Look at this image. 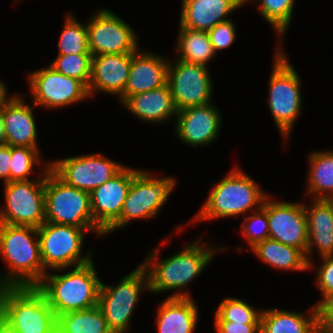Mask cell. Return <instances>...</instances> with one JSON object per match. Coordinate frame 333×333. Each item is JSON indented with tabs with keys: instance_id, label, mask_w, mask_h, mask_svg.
Here are the masks:
<instances>
[{
	"instance_id": "1",
	"label": "cell",
	"mask_w": 333,
	"mask_h": 333,
	"mask_svg": "<svg viewBox=\"0 0 333 333\" xmlns=\"http://www.w3.org/2000/svg\"><path fill=\"white\" fill-rule=\"evenodd\" d=\"M169 237L171 238L170 235L166 236L158 247H153L152 251L147 253L145 260L140 263L148 274L149 293L156 295L173 291L166 297H192L189 293L191 283L212 263L215 255L220 251L224 252L228 247H218L198 236L187 242L178 252L160 258V248L169 243Z\"/></svg>"
},
{
	"instance_id": "2",
	"label": "cell",
	"mask_w": 333,
	"mask_h": 333,
	"mask_svg": "<svg viewBox=\"0 0 333 333\" xmlns=\"http://www.w3.org/2000/svg\"><path fill=\"white\" fill-rule=\"evenodd\" d=\"M0 287L36 286L44 276L37 228L0 223Z\"/></svg>"
},
{
	"instance_id": "3",
	"label": "cell",
	"mask_w": 333,
	"mask_h": 333,
	"mask_svg": "<svg viewBox=\"0 0 333 333\" xmlns=\"http://www.w3.org/2000/svg\"><path fill=\"white\" fill-rule=\"evenodd\" d=\"M259 185L240 166H233L224 178L211 184V191L197 214L191 218V223L238 218L260 209L270 193Z\"/></svg>"
},
{
	"instance_id": "4",
	"label": "cell",
	"mask_w": 333,
	"mask_h": 333,
	"mask_svg": "<svg viewBox=\"0 0 333 333\" xmlns=\"http://www.w3.org/2000/svg\"><path fill=\"white\" fill-rule=\"evenodd\" d=\"M94 262L93 259L84 265L49 271L35 286L45 296L56 317L98 305L102 280Z\"/></svg>"
},
{
	"instance_id": "5",
	"label": "cell",
	"mask_w": 333,
	"mask_h": 333,
	"mask_svg": "<svg viewBox=\"0 0 333 333\" xmlns=\"http://www.w3.org/2000/svg\"><path fill=\"white\" fill-rule=\"evenodd\" d=\"M283 46H275L268 84V109L283 143H288L303 110L302 79Z\"/></svg>"
},
{
	"instance_id": "6",
	"label": "cell",
	"mask_w": 333,
	"mask_h": 333,
	"mask_svg": "<svg viewBox=\"0 0 333 333\" xmlns=\"http://www.w3.org/2000/svg\"><path fill=\"white\" fill-rule=\"evenodd\" d=\"M0 322L13 333L57 332V317L35 286L0 287Z\"/></svg>"
},
{
	"instance_id": "7",
	"label": "cell",
	"mask_w": 333,
	"mask_h": 333,
	"mask_svg": "<svg viewBox=\"0 0 333 333\" xmlns=\"http://www.w3.org/2000/svg\"><path fill=\"white\" fill-rule=\"evenodd\" d=\"M148 170L139 169L133 176L123 204L120 218L105 232L104 236L122 230L135 220H151L169 200L177 185L171 175L157 176Z\"/></svg>"
},
{
	"instance_id": "8",
	"label": "cell",
	"mask_w": 333,
	"mask_h": 333,
	"mask_svg": "<svg viewBox=\"0 0 333 333\" xmlns=\"http://www.w3.org/2000/svg\"><path fill=\"white\" fill-rule=\"evenodd\" d=\"M87 232L103 238L96 228H79L50 222H45L38 227L44 275L52 270L76 267L91 262L95 254L94 249L90 248L85 254L82 253Z\"/></svg>"
},
{
	"instance_id": "9",
	"label": "cell",
	"mask_w": 333,
	"mask_h": 333,
	"mask_svg": "<svg viewBox=\"0 0 333 333\" xmlns=\"http://www.w3.org/2000/svg\"><path fill=\"white\" fill-rule=\"evenodd\" d=\"M150 292L145 268L139 264L115 285L101 281L98 307L112 333L130 331L136 304L143 293Z\"/></svg>"
},
{
	"instance_id": "10",
	"label": "cell",
	"mask_w": 333,
	"mask_h": 333,
	"mask_svg": "<svg viewBox=\"0 0 333 333\" xmlns=\"http://www.w3.org/2000/svg\"><path fill=\"white\" fill-rule=\"evenodd\" d=\"M45 222L95 228L90 193L66 184L50 168L45 174Z\"/></svg>"
},
{
	"instance_id": "11",
	"label": "cell",
	"mask_w": 333,
	"mask_h": 333,
	"mask_svg": "<svg viewBox=\"0 0 333 333\" xmlns=\"http://www.w3.org/2000/svg\"><path fill=\"white\" fill-rule=\"evenodd\" d=\"M35 179L3 184L4 206L0 207V223L38 228L45 223V174Z\"/></svg>"
},
{
	"instance_id": "12",
	"label": "cell",
	"mask_w": 333,
	"mask_h": 333,
	"mask_svg": "<svg viewBox=\"0 0 333 333\" xmlns=\"http://www.w3.org/2000/svg\"><path fill=\"white\" fill-rule=\"evenodd\" d=\"M27 85L33 103L46 110H58L90 98L88 87L80 80L56 71L52 66L36 69L28 75Z\"/></svg>"
},
{
	"instance_id": "13",
	"label": "cell",
	"mask_w": 333,
	"mask_h": 333,
	"mask_svg": "<svg viewBox=\"0 0 333 333\" xmlns=\"http://www.w3.org/2000/svg\"><path fill=\"white\" fill-rule=\"evenodd\" d=\"M87 19L88 47L92 56L134 53L139 49L136 31L108 8H100Z\"/></svg>"
},
{
	"instance_id": "14",
	"label": "cell",
	"mask_w": 333,
	"mask_h": 333,
	"mask_svg": "<svg viewBox=\"0 0 333 333\" xmlns=\"http://www.w3.org/2000/svg\"><path fill=\"white\" fill-rule=\"evenodd\" d=\"M48 162L50 169L66 184L89 193L112 179L125 167L97 152Z\"/></svg>"
},
{
	"instance_id": "15",
	"label": "cell",
	"mask_w": 333,
	"mask_h": 333,
	"mask_svg": "<svg viewBox=\"0 0 333 333\" xmlns=\"http://www.w3.org/2000/svg\"><path fill=\"white\" fill-rule=\"evenodd\" d=\"M174 60H169L167 84L177 111L211 103L214 98L211 68Z\"/></svg>"
},
{
	"instance_id": "16",
	"label": "cell",
	"mask_w": 333,
	"mask_h": 333,
	"mask_svg": "<svg viewBox=\"0 0 333 333\" xmlns=\"http://www.w3.org/2000/svg\"><path fill=\"white\" fill-rule=\"evenodd\" d=\"M273 199L274 196L269 194L262 205L267 212L269 238L301 249L306 254L308 230L305 202Z\"/></svg>"
},
{
	"instance_id": "17",
	"label": "cell",
	"mask_w": 333,
	"mask_h": 333,
	"mask_svg": "<svg viewBox=\"0 0 333 333\" xmlns=\"http://www.w3.org/2000/svg\"><path fill=\"white\" fill-rule=\"evenodd\" d=\"M221 114L213 102L182 109L175 118V137L185 145L205 148L215 143L220 135Z\"/></svg>"
},
{
	"instance_id": "18",
	"label": "cell",
	"mask_w": 333,
	"mask_h": 333,
	"mask_svg": "<svg viewBox=\"0 0 333 333\" xmlns=\"http://www.w3.org/2000/svg\"><path fill=\"white\" fill-rule=\"evenodd\" d=\"M140 168L125 166L112 179L90 193L95 228L103 235L120 218L124 201Z\"/></svg>"
},
{
	"instance_id": "19",
	"label": "cell",
	"mask_w": 333,
	"mask_h": 333,
	"mask_svg": "<svg viewBox=\"0 0 333 333\" xmlns=\"http://www.w3.org/2000/svg\"><path fill=\"white\" fill-rule=\"evenodd\" d=\"M168 58L141 48L132 53L131 67L120 104L129 96L154 90L167 84Z\"/></svg>"
},
{
	"instance_id": "20",
	"label": "cell",
	"mask_w": 333,
	"mask_h": 333,
	"mask_svg": "<svg viewBox=\"0 0 333 333\" xmlns=\"http://www.w3.org/2000/svg\"><path fill=\"white\" fill-rule=\"evenodd\" d=\"M131 60L132 53L92 56L88 85L90 97L99 91L119 98L127 84Z\"/></svg>"
},
{
	"instance_id": "21",
	"label": "cell",
	"mask_w": 333,
	"mask_h": 333,
	"mask_svg": "<svg viewBox=\"0 0 333 333\" xmlns=\"http://www.w3.org/2000/svg\"><path fill=\"white\" fill-rule=\"evenodd\" d=\"M307 313L263 308L260 330L263 333H327L326 314L314 304Z\"/></svg>"
},
{
	"instance_id": "22",
	"label": "cell",
	"mask_w": 333,
	"mask_h": 333,
	"mask_svg": "<svg viewBox=\"0 0 333 333\" xmlns=\"http://www.w3.org/2000/svg\"><path fill=\"white\" fill-rule=\"evenodd\" d=\"M309 201L311 203H305L308 230V245L305 255L311 272V269H315V260L313 261L312 255L316 252L320 258L333 256V206L328 199H311Z\"/></svg>"
},
{
	"instance_id": "23",
	"label": "cell",
	"mask_w": 333,
	"mask_h": 333,
	"mask_svg": "<svg viewBox=\"0 0 333 333\" xmlns=\"http://www.w3.org/2000/svg\"><path fill=\"white\" fill-rule=\"evenodd\" d=\"M242 6L244 0H181L178 27L208 32Z\"/></svg>"
},
{
	"instance_id": "24",
	"label": "cell",
	"mask_w": 333,
	"mask_h": 333,
	"mask_svg": "<svg viewBox=\"0 0 333 333\" xmlns=\"http://www.w3.org/2000/svg\"><path fill=\"white\" fill-rule=\"evenodd\" d=\"M24 95L17 94L1 113L4 122L6 145L39 149L38 130L33 103L29 105Z\"/></svg>"
},
{
	"instance_id": "25",
	"label": "cell",
	"mask_w": 333,
	"mask_h": 333,
	"mask_svg": "<svg viewBox=\"0 0 333 333\" xmlns=\"http://www.w3.org/2000/svg\"><path fill=\"white\" fill-rule=\"evenodd\" d=\"M120 105L135 118L153 125L166 124L168 120H174L178 113L168 84L131 95Z\"/></svg>"
},
{
	"instance_id": "26",
	"label": "cell",
	"mask_w": 333,
	"mask_h": 333,
	"mask_svg": "<svg viewBox=\"0 0 333 333\" xmlns=\"http://www.w3.org/2000/svg\"><path fill=\"white\" fill-rule=\"evenodd\" d=\"M158 304L157 333H194L199 325V307L192 297H165Z\"/></svg>"
},
{
	"instance_id": "27",
	"label": "cell",
	"mask_w": 333,
	"mask_h": 333,
	"mask_svg": "<svg viewBox=\"0 0 333 333\" xmlns=\"http://www.w3.org/2000/svg\"><path fill=\"white\" fill-rule=\"evenodd\" d=\"M251 252L265 265L277 271L307 272L309 263L305 253L298 248L267 238L251 248Z\"/></svg>"
},
{
	"instance_id": "28",
	"label": "cell",
	"mask_w": 333,
	"mask_h": 333,
	"mask_svg": "<svg viewBox=\"0 0 333 333\" xmlns=\"http://www.w3.org/2000/svg\"><path fill=\"white\" fill-rule=\"evenodd\" d=\"M307 161L305 195L310 199H328L333 195V149L311 151Z\"/></svg>"
},
{
	"instance_id": "29",
	"label": "cell",
	"mask_w": 333,
	"mask_h": 333,
	"mask_svg": "<svg viewBox=\"0 0 333 333\" xmlns=\"http://www.w3.org/2000/svg\"><path fill=\"white\" fill-rule=\"evenodd\" d=\"M176 39L174 54L179 60L208 67V62L217 55L207 31L179 27Z\"/></svg>"
},
{
	"instance_id": "30",
	"label": "cell",
	"mask_w": 333,
	"mask_h": 333,
	"mask_svg": "<svg viewBox=\"0 0 333 333\" xmlns=\"http://www.w3.org/2000/svg\"><path fill=\"white\" fill-rule=\"evenodd\" d=\"M254 3L259 15L272 27L276 34V46H283L288 32L296 0H244V5Z\"/></svg>"
},
{
	"instance_id": "31",
	"label": "cell",
	"mask_w": 333,
	"mask_h": 333,
	"mask_svg": "<svg viewBox=\"0 0 333 333\" xmlns=\"http://www.w3.org/2000/svg\"><path fill=\"white\" fill-rule=\"evenodd\" d=\"M58 333H112L98 305L57 316Z\"/></svg>"
},
{
	"instance_id": "32",
	"label": "cell",
	"mask_w": 333,
	"mask_h": 333,
	"mask_svg": "<svg viewBox=\"0 0 333 333\" xmlns=\"http://www.w3.org/2000/svg\"><path fill=\"white\" fill-rule=\"evenodd\" d=\"M58 40L57 55L91 54L88 47L87 22L81 23L73 12L65 13Z\"/></svg>"
},
{
	"instance_id": "33",
	"label": "cell",
	"mask_w": 333,
	"mask_h": 333,
	"mask_svg": "<svg viewBox=\"0 0 333 333\" xmlns=\"http://www.w3.org/2000/svg\"><path fill=\"white\" fill-rule=\"evenodd\" d=\"M43 160L40 149L11 146L10 182L32 180L30 175L34 174L35 167L48 170L50 164Z\"/></svg>"
},
{
	"instance_id": "34",
	"label": "cell",
	"mask_w": 333,
	"mask_h": 333,
	"mask_svg": "<svg viewBox=\"0 0 333 333\" xmlns=\"http://www.w3.org/2000/svg\"><path fill=\"white\" fill-rule=\"evenodd\" d=\"M243 298L225 297L214 312V321H231L238 323H261V312Z\"/></svg>"
},
{
	"instance_id": "35",
	"label": "cell",
	"mask_w": 333,
	"mask_h": 333,
	"mask_svg": "<svg viewBox=\"0 0 333 333\" xmlns=\"http://www.w3.org/2000/svg\"><path fill=\"white\" fill-rule=\"evenodd\" d=\"M91 54L57 55L49 65L56 71L82 81L87 87L91 77Z\"/></svg>"
},
{
	"instance_id": "36",
	"label": "cell",
	"mask_w": 333,
	"mask_h": 333,
	"mask_svg": "<svg viewBox=\"0 0 333 333\" xmlns=\"http://www.w3.org/2000/svg\"><path fill=\"white\" fill-rule=\"evenodd\" d=\"M321 263L315 270V285L321 298L314 305L319 307L325 314L333 308V256L319 258Z\"/></svg>"
},
{
	"instance_id": "37",
	"label": "cell",
	"mask_w": 333,
	"mask_h": 333,
	"mask_svg": "<svg viewBox=\"0 0 333 333\" xmlns=\"http://www.w3.org/2000/svg\"><path fill=\"white\" fill-rule=\"evenodd\" d=\"M240 230L246 241L245 244H248L250 249L269 238L267 212L262 207L250 212L244 216Z\"/></svg>"
},
{
	"instance_id": "38",
	"label": "cell",
	"mask_w": 333,
	"mask_h": 333,
	"mask_svg": "<svg viewBox=\"0 0 333 333\" xmlns=\"http://www.w3.org/2000/svg\"><path fill=\"white\" fill-rule=\"evenodd\" d=\"M236 25L232 18L223 21L208 31L215 53L230 48L237 38Z\"/></svg>"
},
{
	"instance_id": "39",
	"label": "cell",
	"mask_w": 333,
	"mask_h": 333,
	"mask_svg": "<svg viewBox=\"0 0 333 333\" xmlns=\"http://www.w3.org/2000/svg\"><path fill=\"white\" fill-rule=\"evenodd\" d=\"M215 333H258L260 323H238L231 321H214Z\"/></svg>"
},
{
	"instance_id": "40",
	"label": "cell",
	"mask_w": 333,
	"mask_h": 333,
	"mask_svg": "<svg viewBox=\"0 0 333 333\" xmlns=\"http://www.w3.org/2000/svg\"><path fill=\"white\" fill-rule=\"evenodd\" d=\"M11 146L0 145V181L3 184L10 182Z\"/></svg>"
},
{
	"instance_id": "41",
	"label": "cell",
	"mask_w": 333,
	"mask_h": 333,
	"mask_svg": "<svg viewBox=\"0 0 333 333\" xmlns=\"http://www.w3.org/2000/svg\"><path fill=\"white\" fill-rule=\"evenodd\" d=\"M7 84L1 81L0 79V114L5 110L6 106L14 99V97L18 93H12L10 96L8 95Z\"/></svg>"
},
{
	"instance_id": "42",
	"label": "cell",
	"mask_w": 333,
	"mask_h": 333,
	"mask_svg": "<svg viewBox=\"0 0 333 333\" xmlns=\"http://www.w3.org/2000/svg\"><path fill=\"white\" fill-rule=\"evenodd\" d=\"M327 333H333V308L326 314Z\"/></svg>"
},
{
	"instance_id": "43",
	"label": "cell",
	"mask_w": 333,
	"mask_h": 333,
	"mask_svg": "<svg viewBox=\"0 0 333 333\" xmlns=\"http://www.w3.org/2000/svg\"><path fill=\"white\" fill-rule=\"evenodd\" d=\"M6 144L5 130H4V122L2 119V115L0 114V145Z\"/></svg>"
},
{
	"instance_id": "44",
	"label": "cell",
	"mask_w": 333,
	"mask_h": 333,
	"mask_svg": "<svg viewBox=\"0 0 333 333\" xmlns=\"http://www.w3.org/2000/svg\"><path fill=\"white\" fill-rule=\"evenodd\" d=\"M0 333H13L0 322Z\"/></svg>"
},
{
	"instance_id": "45",
	"label": "cell",
	"mask_w": 333,
	"mask_h": 333,
	"mask_svg": "<svg viewBox=\"0 0 333 333\" xmlns=\"http://www.w3.org/2000/svg\"><path fill=\"white\" fill-rule=\"evenodd\" d=\"M328 200L330 201V203H331L332 206H333V195H332L331 197H329Z\"/></svg>"
}]
</instances>
